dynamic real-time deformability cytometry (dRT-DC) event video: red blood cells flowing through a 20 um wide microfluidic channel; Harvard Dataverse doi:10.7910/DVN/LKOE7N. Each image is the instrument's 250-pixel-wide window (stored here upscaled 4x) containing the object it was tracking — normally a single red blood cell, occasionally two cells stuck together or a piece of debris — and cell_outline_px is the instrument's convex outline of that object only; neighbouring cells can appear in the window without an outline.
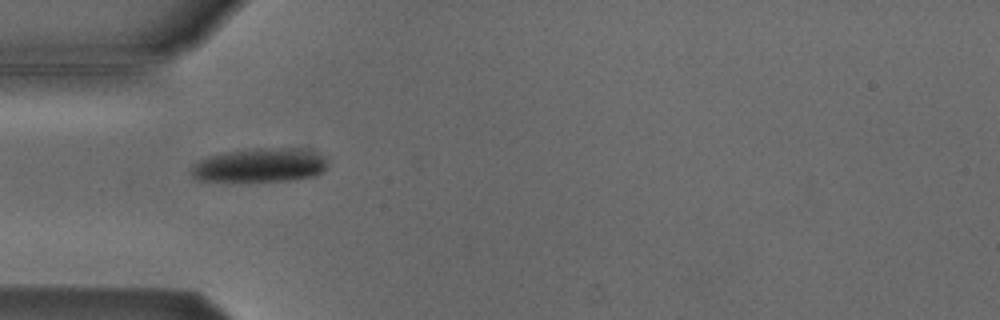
{"species": "Egyptian fruit bat (a non-hibernating species)", "species_latin": "Rousettus aegyptiacus", "temperature_condition": "cold", "stored_images_in_passage": 4, "camera_frame_rate_fps": 3000, "um_per_image_px": 0.085, "animal": {"sex": "male"}, "frame": {"image": 1, "passage_image": 1, "time_ms": 0.0, "image_size_px": [1000, 320], "cell_outline_px": [[328, 164], [324, 172], [316, 176], [292, 180], [236, 184], [196, 180], [192, 176], [192, 168], [200, 160], [208, 156], [228, 152], [256, 148], [300, 148], [324, 156]], "centroid_in_image_um": [22.08, 14.1], "position_along_channel_um": 62.9, "area_um2": 27.92}}